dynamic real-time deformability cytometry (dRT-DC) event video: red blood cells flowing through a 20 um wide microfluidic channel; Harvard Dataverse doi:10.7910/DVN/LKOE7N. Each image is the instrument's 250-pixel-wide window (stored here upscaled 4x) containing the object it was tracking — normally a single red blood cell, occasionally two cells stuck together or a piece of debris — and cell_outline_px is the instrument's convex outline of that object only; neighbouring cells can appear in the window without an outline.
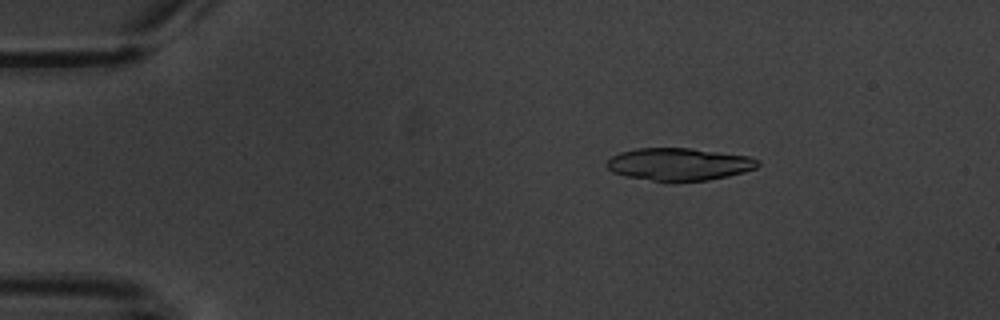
{"species": "common noctule bat (a hibernating species)", "species_latin": "Nyctalus noctula", "temperature_condition": "warm", "stored_images_in_passage": 5, "camera_frame_rate_fps": 3000, "um_per_image_px": 0.085, "animal": {"sex": "male", "body_mass_g": 20.1, "forearm_length_mm": 53.5}, "frame": {"image": 1, "passage_image": 2, "time_ms": 1.333, "image_size_px": [1000, 320], "cell_outline_px": [[760, 164], [756, 168], [744, 172], [728, 176], [708, 180], [652, 180], [624, 176], [612, 172], [604, 164], [612, 156], [620, 152], [636, 148], [692, 148], [748, 156], [756, 160]], "centroid_in_image_um": [57.69, 13.94], "position_along_channel_um": 27.3, "area_um2": 28.32}}